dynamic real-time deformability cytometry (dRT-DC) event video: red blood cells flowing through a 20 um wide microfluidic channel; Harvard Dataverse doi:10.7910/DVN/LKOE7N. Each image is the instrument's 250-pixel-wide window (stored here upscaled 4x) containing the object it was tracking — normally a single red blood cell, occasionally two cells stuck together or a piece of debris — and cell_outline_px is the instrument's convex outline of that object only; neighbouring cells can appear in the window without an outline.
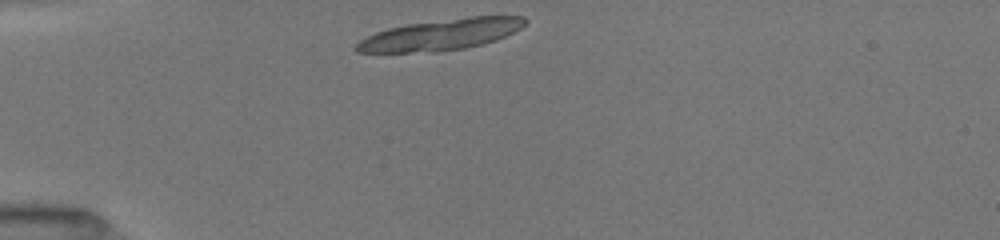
{"species": "common noctule bat (a hibernating species)", "species_latin": "Nyctalus noctula", "temperature_condition": "room temperature", "stored_images_in_passage": 7, "camera_frame_rate_fps": 3000, "um_per_image_px": 0.085, "animal": {"sex": "female", "body_mass_g": 19.5, "forearm_length_mm": 54.1}, "frame": {"image": 1, "passage_image": 1, "time_ms": 0.0, "image_size_px": [1000, 240], "cell_outline_px": [[528, 20], [520, 28], [496, 40], [484, 44], [464, 48], [436, 52], [356, 52], [352, 48], [360, 40], [376, 32], [388, 28], [408, 24], [468, 16], [524, 16]], "centroid_in_image_um": [37.47, 2.94], "position_along_channel_um": 47.5, "area_um2": 30.46}}